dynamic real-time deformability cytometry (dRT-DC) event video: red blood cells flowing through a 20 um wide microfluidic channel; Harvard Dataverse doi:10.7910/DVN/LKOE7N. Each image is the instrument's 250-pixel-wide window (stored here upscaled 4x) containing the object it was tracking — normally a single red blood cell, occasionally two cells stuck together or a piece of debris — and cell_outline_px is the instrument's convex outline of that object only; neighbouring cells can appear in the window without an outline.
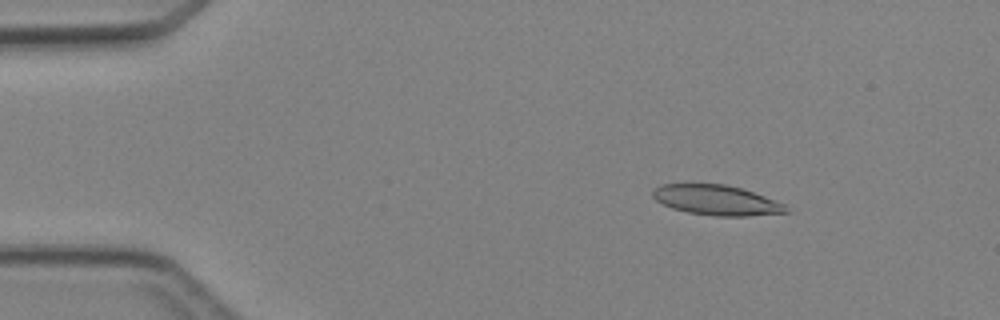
{"species": "Egyptian fruit bat (a non-hibernating species)", "species_latin": "Rousettus aegyptiacus", "temperature_condition": "cold", "stored_images_in_passage": 4, "camera_frame_rate_fps": 3000, "um_per_image_px": 0.085, "animal": {"sex": "female"}, "frame": {"image": 1, "passage_image": 1, "time_ms": 0.0, "image_size_px": [1000, 320], "cell_outline_px": [[792, 212], [748, 216], [716, 216], [688, 212], [672, 208], [656, 200], [652, 196], [652, 192], [660, 184], [724, 184], [740, 188], [764, 196], [784, 204]], "centroid_in_image_um": [60.91, 17.02], "position_along_channel_um": 24.1, "area_um2": 23.18}}